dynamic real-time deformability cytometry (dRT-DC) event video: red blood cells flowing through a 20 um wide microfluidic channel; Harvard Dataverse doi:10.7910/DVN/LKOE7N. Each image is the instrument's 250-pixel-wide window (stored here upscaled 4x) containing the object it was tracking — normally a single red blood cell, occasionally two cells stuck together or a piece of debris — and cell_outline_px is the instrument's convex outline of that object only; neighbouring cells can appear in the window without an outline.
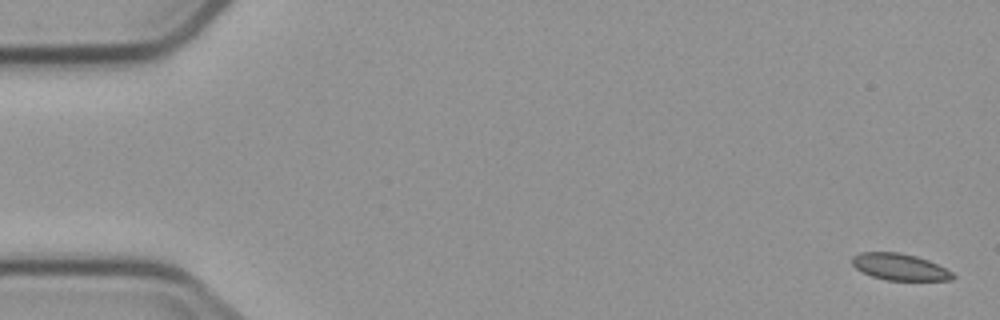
{"species": "common noctule bat (a hibernating species)", "species_latin": "Nyctalus noctula", "temperature_condition": "cold", "stored_images_in_passage": 5, "camera_frame_rate_fps": 3000, "um_per_image_px": 0.085, "animal": {"sex": "male", "body_mass_g": 23.1, "forearm_length_mm": 52.7}, "frame": {"image": 1, "passage_image": 1, "time_ms": 0.0, "image_size_px": [1000, 320], "cell_outline_px": [[956, 276], [952, 280], [888, 280], [872, 276], [856, 268], [852, 264], [852, 256], [860, 252], [900, 252], [916, 256], [928, 260], [952, 272]], "centroid_in_image_um": [76.47, 22.68], "position_along_channel_um": 8.5, "area_um2": 15.49}}
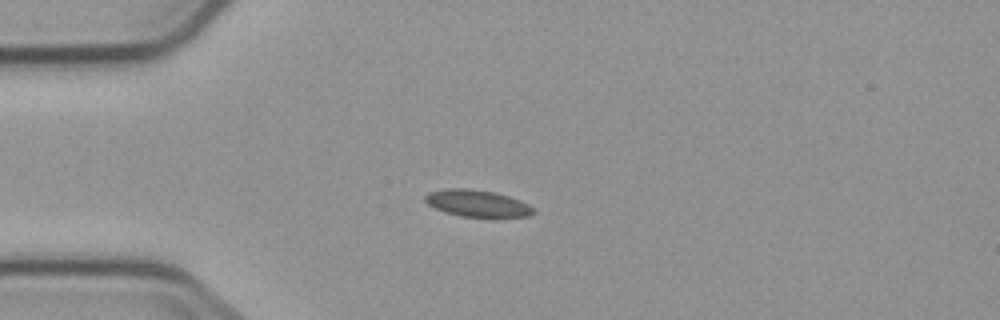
{"frame": {"image": 2, "passage_image": 4, "time_ms": 4.333, "image_size_px": [1000, 320], "cell_outline_px": [[536, 212], [528, 216], [460, 216], [436, 208], [428, 204], [424, 200], [424, 196], [428, 192], [448, 188], [468, 188], [492, 192], [508, 196], [520, 200], [528, 204]], "centroid_in_image_um": [40.54, 17.26], "position_along_channel_um": 44.5, "area_um2": 16.53}}